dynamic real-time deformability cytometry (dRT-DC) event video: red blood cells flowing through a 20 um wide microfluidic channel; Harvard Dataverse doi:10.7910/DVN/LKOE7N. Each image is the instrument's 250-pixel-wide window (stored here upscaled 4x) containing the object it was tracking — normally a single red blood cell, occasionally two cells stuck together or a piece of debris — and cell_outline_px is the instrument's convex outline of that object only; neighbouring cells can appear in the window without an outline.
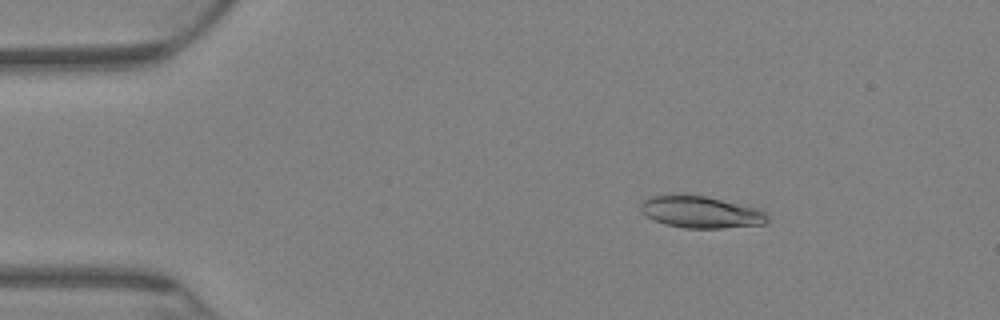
{"species": "Egyptian fruit bat (a non-hibernating species)", "species_latin": "Rousettus aegyptiacus", "temperature_condition": "warm", "stored_images_in_passage": 75, "camera_frame_rate_fps": 3000, "um_per_image_px": 0.085, "animal": {"sex": "female"}, "frame": {"image": 1, "passage_image": 12, "time_ms": 3.667, "image_size_px": [1000, 320], "cell_outline_px": [[768, 220], [764, 224], [724, 228], [684, 228], [664, 224], [652, 220], [644, 216], [640, 212], [640, 204], [644, 200], [652, 196], [704, 196], [748, 204], [764, 208], [768, 212]], "centroid_in_image_um": [59.66, 18.04], "position_along_channel_um": 25.3, "area_um2": 23.93}}
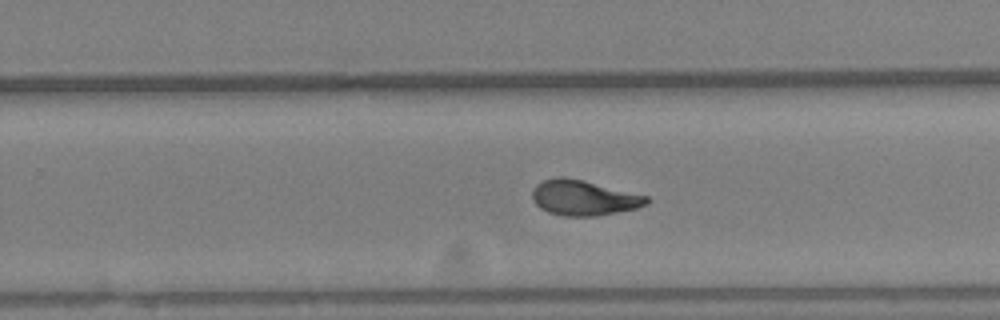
{"frame": {"image": 2, "passage_image": 48, "time_ms": 15.667, "image_size_px": [1000, 320], "cell_outline_px": [[648, 204], [636, 208], [596, 216], [564, 216], [548, 212], [540, 208], [532, 200], [532, 188], [536, 184], [544, 180], [556, 176], [564, 176], [584, 180], [648, 196]], "centroid_in_image_um": [49.57, 16.8], "position_along_channel_um": 280.2, "area_um2": 23.58}}
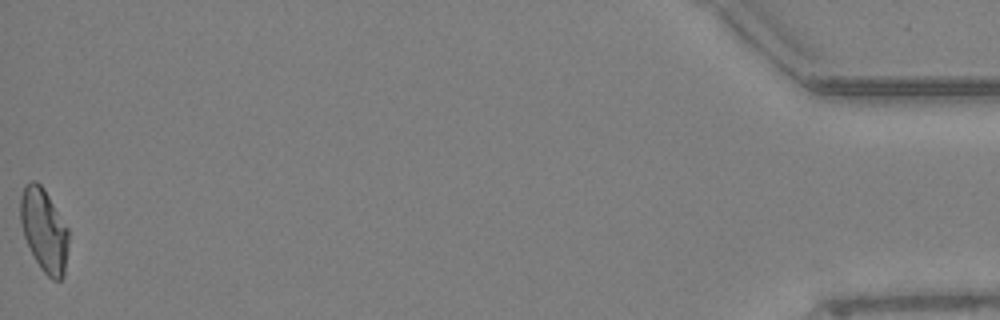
{"frame": {"image": 3, "passage_image": 75, "time_ms": 24.667, "image_size_px": [1000, 320], "cell_outline_px": [[68, 244], [64, 276], [60, 280], [52, 280], [40, 268], [24, 236], [20, 224], [20, 196], [24, 184], [32, 180], [36, 180], [44, 188], [68, 228]], "centroid_in_image_um": [3.73, 19.54], "position_along_channel_um": 431.5, "area_um2": 23.35}, "authors_computed_cell_mechanics": {"area_um2": 23.409, "velocity_mm_per_s": 2.758, "shape_relaxation_time_tau1_ms": 11.2103, "shape_relaxation_time_tau2_ms": 2.3292, "deformation_change_tau1": 0.2416, "deformation_change_tau2": 0.0767}}